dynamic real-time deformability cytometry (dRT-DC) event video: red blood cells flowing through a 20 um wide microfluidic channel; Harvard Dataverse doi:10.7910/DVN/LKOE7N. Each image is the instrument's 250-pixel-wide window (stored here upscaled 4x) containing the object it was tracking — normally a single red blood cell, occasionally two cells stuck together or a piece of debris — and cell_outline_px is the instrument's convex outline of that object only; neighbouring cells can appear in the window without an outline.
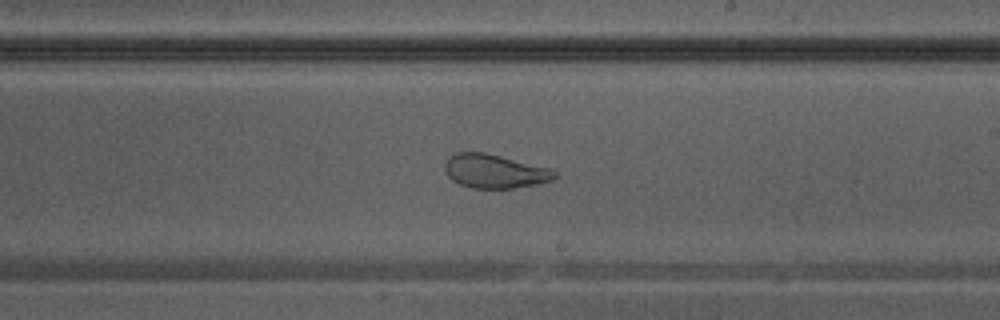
{"species": "Egyptian fruit bat (a non-hibernating species)", "species_latin": "Rousettus aegyptiacus", "temperature_condition": "warm", "stored_images_in_passage": 40, "camera_frame_rate_fps": 3000, "um_per_image_px": 0.085, "animal": {"sex": "male"}, "frame": {"image": 1, "passage_image": 23, "time_ms": 7.333, "image_size_px": [1000, 320], "cell_outline_px": [[556, 176], [552, 180], [536, 184], [512, 188], [472, 188], [460, 184], [452, 180], [444, 172], [444, 164], [448, 156], [456, 152], [484, 152], [552, 168], [556, 172]], "centroid_in_image_um": [42.02, 14.54], "position_along_channel_um": 247.0, "area_um2": 21.79}}
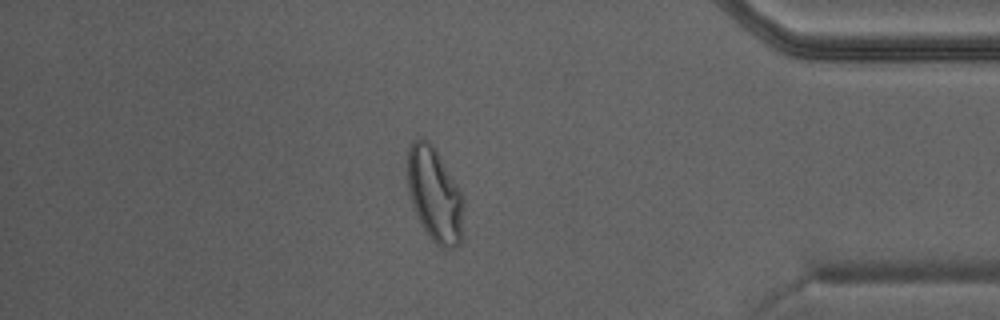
{"frame": {"image": 2, "passage_image": 34, "time_ms": 11.0, "image_size_px": [1000, 320], "cell_outline_px": [[464, 236], [460, 244], [452, 248], [440, 248], [432, 240], [424, 228], [412, 204], [408, 188], [408, 148], [416, 140], [428, 140], [436, 148], [464, 192]], "centroid_in_image_um": [37.03, 16.58], "position_along_channel_um": 398.2, "area_um2": 31.5}}